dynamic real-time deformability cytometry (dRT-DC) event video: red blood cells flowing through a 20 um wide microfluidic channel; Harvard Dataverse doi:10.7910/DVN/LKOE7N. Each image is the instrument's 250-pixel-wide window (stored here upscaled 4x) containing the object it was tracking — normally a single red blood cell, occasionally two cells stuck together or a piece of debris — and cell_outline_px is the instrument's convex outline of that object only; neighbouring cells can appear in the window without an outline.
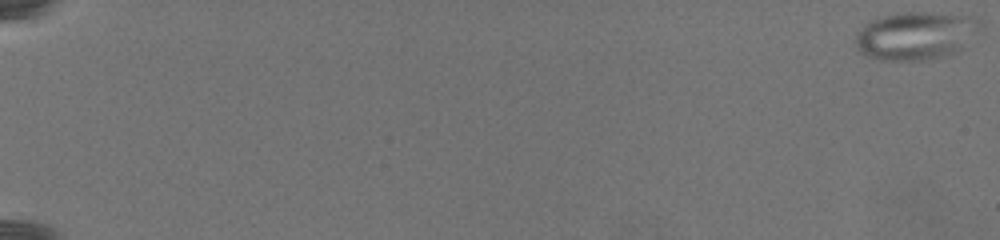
{"species": "common noctule bat (a hibernating species)", "species_latin": "Nyctalus noctula", "temperature_condition": "warm", "stored_images_in_passage": 63, "camera_frame_rate_fps": 3000, "um_per_image_px": 0.085, "animal": {"sex": "female", "body_mass_g": 19.5, "forearm_length_mm": 54.1}, "frame": {"image": 1, "passage_image": 1, "time_ms": 0.0, "image_size_px": [1000, 240], "cell_outline_px": [[984, 28], [960, 48], [952, 52], [940, 56], [924, 60], [880, 60], [868, 56], [860, 52], [856, 48], [856, 36], [872, 20], [884, 16], [908, 12], [916, 12], [972, 16], [980, 20]], "centroid_in_image_um": [77.88, 3.03], "position_along_channel_um": 7.1, "area_um2": 34.22}}
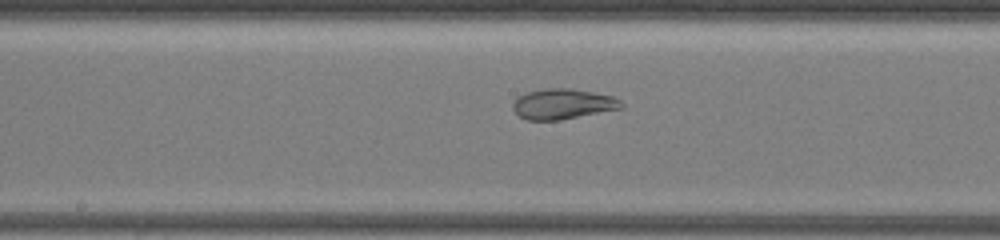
{"frame": {"image": 2, "passage_image": 36, "time_ms": 15.0, "image_size_px": [1000, 240], "cell_outline_px": [[624, 108], [560, 120], [528, 120], [520, 116], [512, 108], [512, 104], [520, 96], [528, 92], [544, 88], [572, 88], [612, 96], [620, 100], [624, 104]], "centroid_in_image_um": [47.87, 8.84], "position_along_channel_um": 200.3, "area_um2": 19.13}}
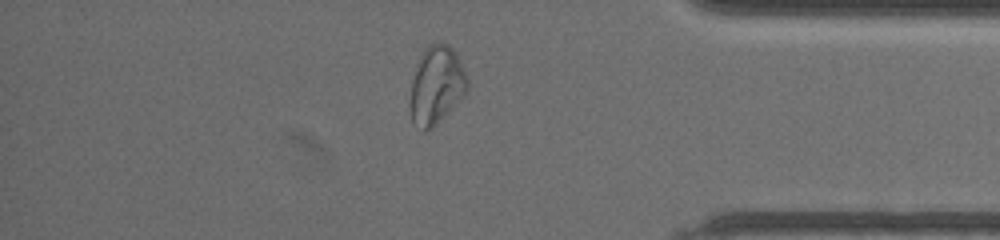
{"frame": {"image": 3, "passage_image": 55, "time_ms": 22.667, "image_size_px": [1000, 240], "cell_outline_px": [[468, 92], [428, 132], [424, 132], [412, 124], [408, 104], [412, 80], [416, 64], [428, 44], [448, 44], [456, 52], [460, 60], [468, 80]], "centroid_in_image_um": [37.07, 7.29], "position_along_channel_um": 398.1, "area_um2": 26.36}}